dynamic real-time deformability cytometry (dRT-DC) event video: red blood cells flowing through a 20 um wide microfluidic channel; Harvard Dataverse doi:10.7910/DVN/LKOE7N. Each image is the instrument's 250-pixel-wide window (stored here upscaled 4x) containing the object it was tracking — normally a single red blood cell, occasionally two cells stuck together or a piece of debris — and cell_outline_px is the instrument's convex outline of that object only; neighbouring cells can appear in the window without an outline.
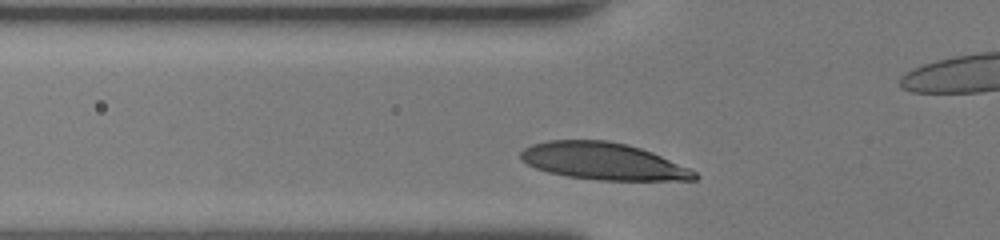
{"species": "human", "species_latin": "Homo sapiens", "temperature_condition": "room temperature", "stored_images_in_passage": 32, "segment_of_instrument_passage": [1, 2], "camera_frame_rate_fps": 3000, "um_per_image_px": 0.085, "donor": {"sex": "female"}, "frame": {"image": 1, "passage_image": 8, "time_ms": 2.333, "image_size_px": [1000, 240], "cell_outline_px": [[700, 176], [696, 180], [600, 180], [568, 176], [548, 172], [536, 168], [520, 160], [520, 152], [524, 148], [532, 144], [548, 140], [608, 140], [628, 144], [652, 152], [688, 168], [696, 172]], "centroid_in_image_um": [51.25, 13.7], "position_along_channel_um": 74.5, "area_um2": 37.45}}
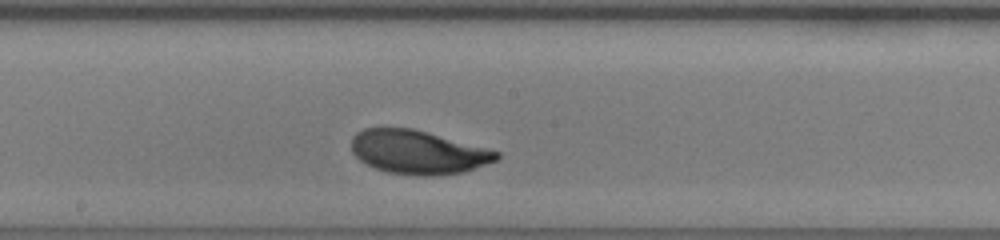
{"frame": {"image": 2, "passage_image": 18, "time_ms": 5.667, "image_size_px": [1000, 240], "cell_outline_px": [[500, 156], [496, 160], [464, 172], [432, 176], [416, 176], [388, 172], [376, 168], [360, 160], [352, 152], [352, 136], [356, 132], [364, 128], [412, 128], [500, 152]], "centroid_in_image_um": [35.5, 12.94], "position_along_channel_um": 212.7, "area_um2": 36.65}}
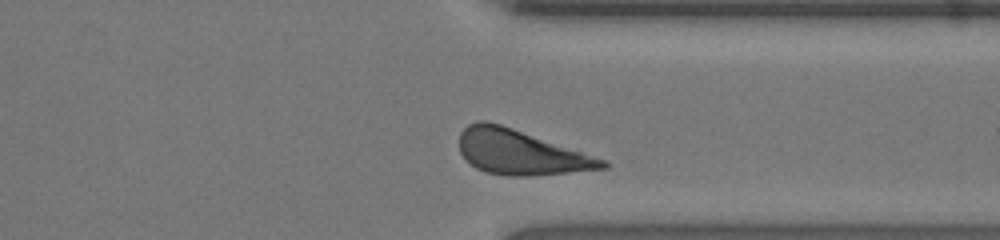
{"frame": {"image": 3, "passage_image": 29, "time_ms": 9.333, "image_size_px": [1000, 240], "cell_outline_px": [[608, 168], [532, 176], [512, 176], [484, 172], [476, 168], [460, 152], [460, 132], [468, 124], [476, 120], [484, 120], [500, 124], [512, 128], [604, 160], [608, 164]], "centroid_in_image_um": [44.19, 12.95], "position_along_channel_um": 367.2, "area_um2": 36.59}}